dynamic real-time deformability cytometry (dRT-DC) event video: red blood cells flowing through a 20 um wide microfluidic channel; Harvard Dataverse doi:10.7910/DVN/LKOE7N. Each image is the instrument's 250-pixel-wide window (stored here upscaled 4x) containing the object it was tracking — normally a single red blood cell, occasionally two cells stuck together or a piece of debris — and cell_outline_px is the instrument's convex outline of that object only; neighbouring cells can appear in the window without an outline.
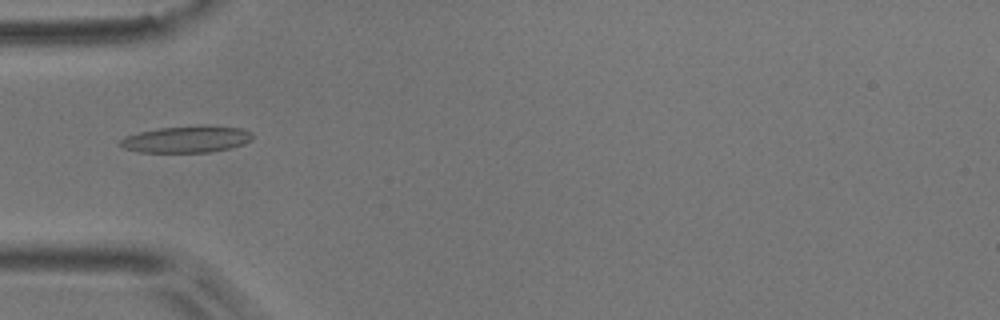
{"species": "common noctule bat (a hibernating species)", "species_latin": "Nyctalus noctula", "temperature_condition": "room temperature", "stored_images_in_passage": 7, "camera_frame_rate_fps": 3000, "um_per_image_px": 0.085, "animal": {"sex": "male", "body_mass_g": 17.9}, "frame": {"image": 1, "passage_image": 4, "time_ms": 1.0, "image_size_px": [1000, 320], "cell_outline_px": [[252, 140], [244, 144], [228, 148], [208, 152], [140, 152], [124, 148], [120, 144], [120, 140], [124, 136], [140, 132], [160, 128], [204, 124], [244, 128], [252, 132]], "centroid_in_image_um": [15.91, 11.81], "position_along_channel_um": 69.1, "area_um2": 20.75}}
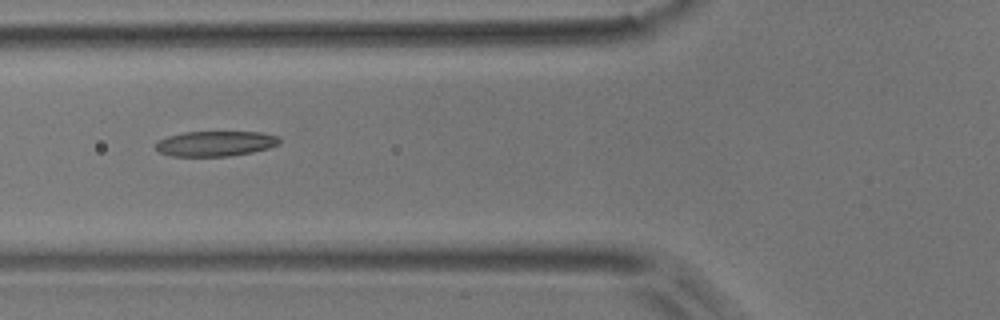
{"frame": {"image": 2, "passage_image": 5, "time_ms": 1.333, "image_size_px": [1000, 320], "cell_outline_px": [[280, 144], [268, 148], [252, 152], [228, 156], [172, 156], [160, 152], [156, 148], [156, 140], [168, 136], [184, 132], [260, 132], [280, 136]], "centroid_in_image_um": [18.32, 12.2], "position_along_channel_um": 107.5, "area_um2": 18.21}}
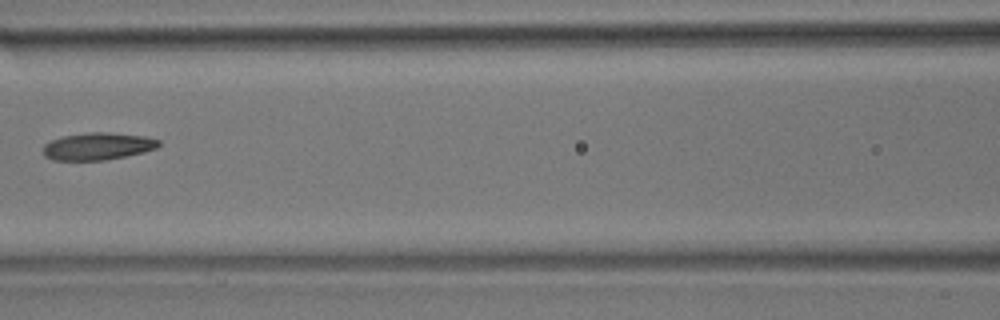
{"frame": {"image": 3, "passage_image": 6, "time_ms": 1.667, "image_size_px": [1000, 320], "cell_outline_px": [[160, 144], [156, 148], [144, 152], [104, 160], [52, 160], [44, 156], [44, 144], [60, 136], [88, 132], [104, 132], [144, 136], [160, 140]], "centroid_in_image_um": [8.29, 12.43], "position_along_channel_um": 158.3, "area_um2": 18.32}}